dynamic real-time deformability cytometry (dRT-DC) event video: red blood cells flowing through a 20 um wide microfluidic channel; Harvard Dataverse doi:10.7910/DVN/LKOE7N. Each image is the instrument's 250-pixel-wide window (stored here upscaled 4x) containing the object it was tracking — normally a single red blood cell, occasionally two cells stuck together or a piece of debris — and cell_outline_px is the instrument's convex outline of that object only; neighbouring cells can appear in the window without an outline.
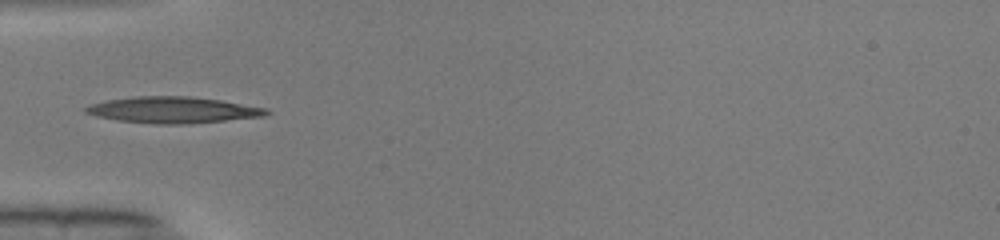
{"species": "common noctule bat (a hibernating species)", "species_latin": "Nyctalus noctula", "temperature_condition": "warm", "stored_images_in_passage": 28, "camera_frame_rate_fps": 3000, "um_per_image_px": 0.085, "animal": {"sex": "male", "body_mass_g": 19.0, "forearm_length_mm": 50.8}, "frame": {"image": 1, "passage_image": 1, "time_ms": 0.0, "image_size_px": [1000, 240], "cell_outline_px": [[272, 112], [264, 116], [184, 124], [156, 124], [120, 120], [96, 116], [84, 112], [84, 108], [88, 104], [108, 100], [136, 96], [188, 96], [220, 100], [268, 108]], "centroid_in_image_um": [14.7, 9.34], "position_along_channel_um": 70.3, "area_um2": 27.51}}
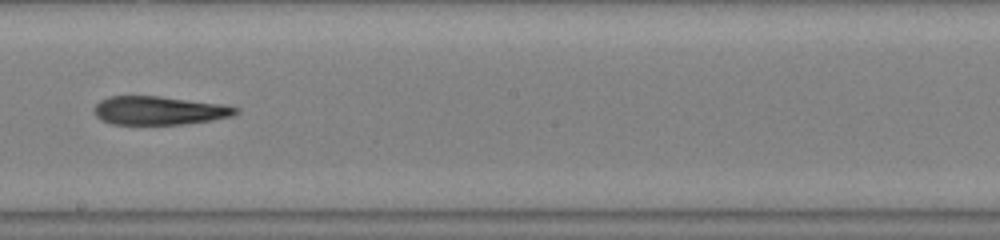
{"frame": {"image": 2, "passage_image": 13, "time_ms": 4.0, "image_size_px": [1000, 240], "cell_outline_px": [[240, 112], [232, 116], [212, 120], [180, 124], [112, 124], [96, 116], [92, 108], [100, 100], [108, 96], [160, 96], [224, 104], [240, 108]], "centroid_in_image_um": [13.55, 9.38], "position_along_channel_um": 234.7, "area_um2": 23.64}}
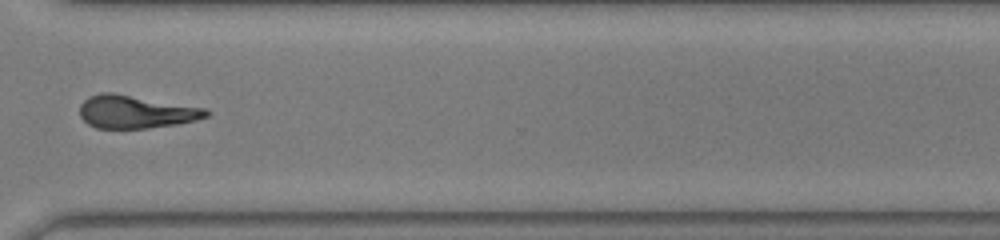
{"frame": {"image": 3, "passage_image": 22, "time_ms": 7.0, "image_size_px": [1000, 240], "cell_outline_px": [[212, 112], [208, 116], [196, 120], [176, 124], [148, 128], [96, 128], [88, 124], [80, 116], [80, 104], [88, 96], [100, 92], [112, 92], [208, 108]], "centroid_in_image_um": [11.56, 9.49], "position_along_channel_um": 359.0, "area_um2": 24.51}}